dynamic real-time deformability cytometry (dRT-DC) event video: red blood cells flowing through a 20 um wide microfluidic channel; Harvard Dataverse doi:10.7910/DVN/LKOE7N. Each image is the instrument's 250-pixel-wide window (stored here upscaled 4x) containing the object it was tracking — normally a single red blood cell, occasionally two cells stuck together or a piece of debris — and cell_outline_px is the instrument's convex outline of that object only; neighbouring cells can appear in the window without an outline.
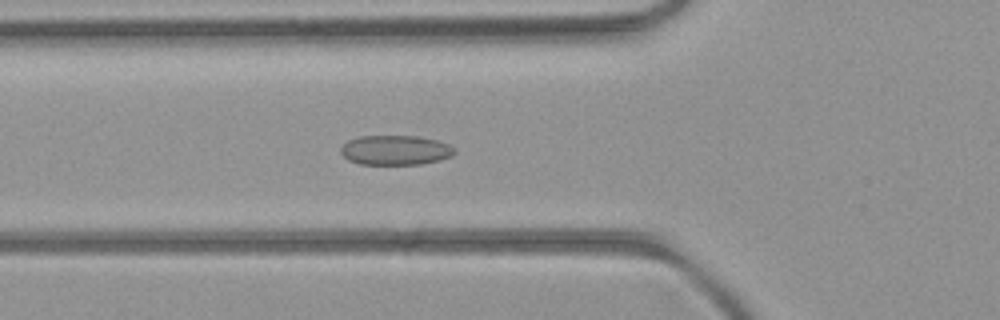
{"species": "common noctule bat (a hibernating species)", "species_latin": "Nyctalus noctula", "temperature_condition": "room temperature", "stored_images_in_passage": 35, "camera_frame_rate_fps": 3000, "um_per_image_px": 0.085, "animal": {"sex": "female", "body_mass_g": 21.9}, "frame": {"image": 1, "passage_image": 9, "time_ms": 2.667, "image_size_px": [1000, 320], "cell_outline_px": [[456, 152], [452, 156], [440, 160], [420, 164], [360, 164], [348, 160], [340, 152], [340, 148], [348, 140], [360, 136], [416, 136], [436, 140], [448, 144], [456, 148]], "centroid_in_image_um": [33.62, 12.76], "position_along_channel_um": 92.2, "area_um2": 19.71}}
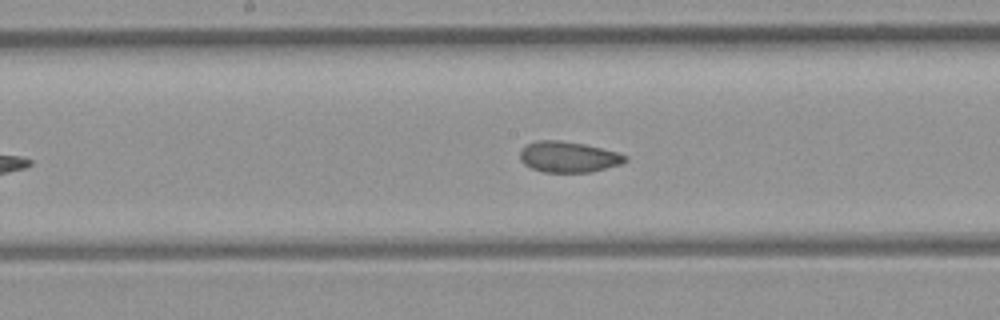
{"frame": {"image": 2, "passage_image": 17, "time_ms": 5.333, "image_size_px": [1000, 320], "cell_outline_px": [[628, 160], [620, 164], [592, 172], [544, 172], [532, 168], [524, 164], [520, 160], [520, 152], [528, 144], [536, 140], [560, 140], [584, 144], [620, 152], [628, 156]], "centroid_in_image_um": [48.35, 13.33], "position_along_channel_um": 199.9, "area_um2": 18.96}}
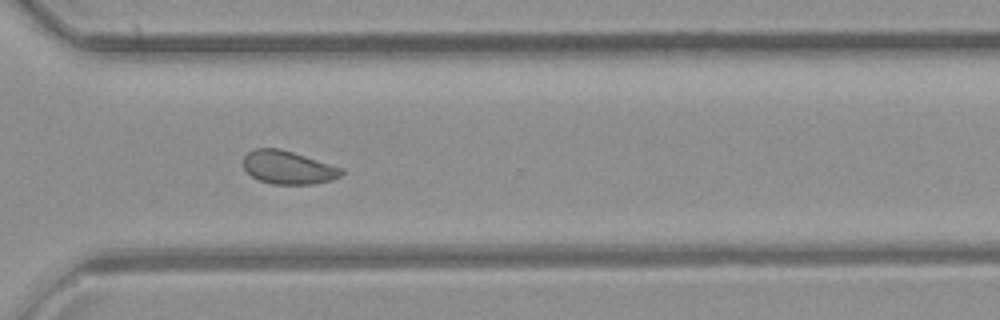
{"frame": {"image": 3, "passage_image": 28, "time_ms": 9.0, "image_size_px": [1000, 320], "cell_outline_px": [[344, 172], [340, 176], [332, 180], [312, 184], [272, 184], [260, 180], [252, 176], [244, 168], [244, 156], [248, 152], [256, 148], [280, 148], [344, 168]], "centroid_in_image_um": [24.51, 14.23], "position_along_channel_um": 346.1, "area_um2": 18.96}, "authors_computed_cell_mechanics": {"area_um2": 19.2474, "velocity_mm_per_s": 4.0033, "shape_relaxation_time_tau1_ms": null, "shape_relaxation_time_tau2_ms": 1.5063, "deformation_change_tau1": null, "deformation_change_tau2": 0.0573}}